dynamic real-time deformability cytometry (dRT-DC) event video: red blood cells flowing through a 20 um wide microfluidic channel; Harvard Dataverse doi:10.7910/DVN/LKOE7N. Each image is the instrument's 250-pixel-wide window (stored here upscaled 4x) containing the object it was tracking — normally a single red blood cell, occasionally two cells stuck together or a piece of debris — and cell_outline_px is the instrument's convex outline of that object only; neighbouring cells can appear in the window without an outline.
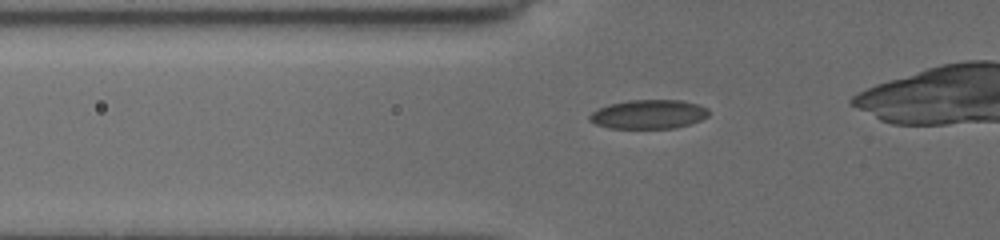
{"species": "common noctule bat (a hibernating species)", "species_latin": "Nyctalus noctula", "temperature_condition": "cold", "stored_images_in_passage": 34, "camera_frame_rate_fps": 3000, "um_per_image_px": 0.085, "animal": {"sex": "female", "body_mass_g": 19.5, "forearm_length_mm": 54.1}, "frame": {"image": 1, "passage_image": 5, "time_ms": 1.333, "image_size_px": [1000, 240], "cell_outline_px": [[708, 116], [700, 120], [676, 128], [608, 128], [596, 124], [588, 120], [588, 116], [592, 112], [608, 104], [628, 100], [680, 100], [696, 104], [708, 108]], "centroid_in_image_um": [55.1, 9.71], "position_along_channel_um": 70.7, "area_um2": 20.11}}
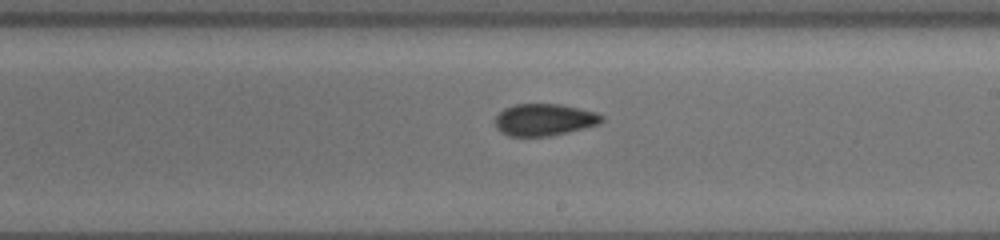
{"frame": {"image": 2, "passage_image": 19, "time_ms": 6.0, "image_size_px": [1000, 240], "cell_outline_px": [[604, 120], [600, 124], [552, 136], [508, 136], [500, 132], [496, 128], [496, 116], [504, 108], [516, 104], [560, 104], [596, 112], [604, 116]], "centroid_in_image_um": [46.28, 10.18], "position_along_channel_um": 242.7, "area_um2": 19.94}}
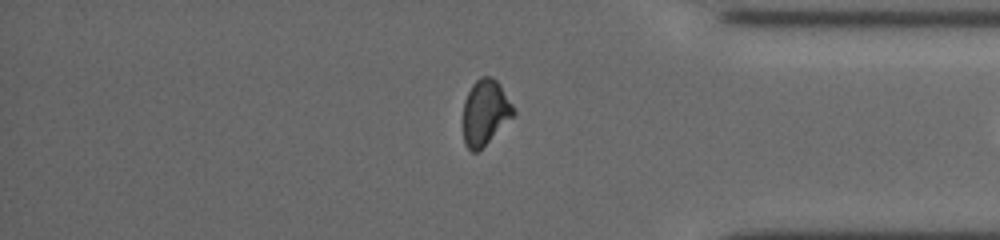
{"frame": {"image": 3, "passage_image": 32, "time_ms": 10.333, "image_size_px": [1000, 240], "cell_outline_px": [[516, 112], [476, 152], [472, 152], [464, 144], [464, 100], [472, 84], [480, 76], [492, 76], [500, 84], [512, 104]], "centroid_in_image_um": [41.22, 9.49], "position_along_channel_um": 394.0, "area_um2": 18.67}}